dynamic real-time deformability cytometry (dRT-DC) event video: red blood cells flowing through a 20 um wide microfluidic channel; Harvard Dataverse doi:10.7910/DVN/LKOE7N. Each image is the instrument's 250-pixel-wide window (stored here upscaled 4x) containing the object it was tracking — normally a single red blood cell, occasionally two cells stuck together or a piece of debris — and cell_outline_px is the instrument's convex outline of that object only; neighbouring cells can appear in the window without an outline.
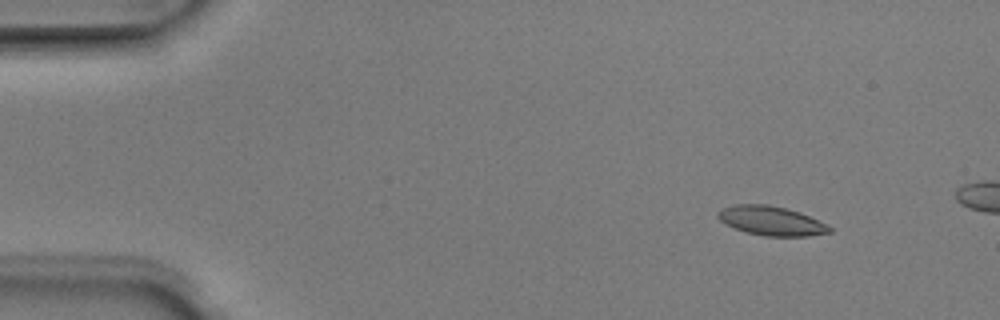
{"species": "Egyptian fruit bat (a non-hibernating species)", "species_latin": "Rousettus aegyptiacus", "temperature_condition": "room temperature", "stored_images_in_passage": 5, "camera_frame_rate_fps": 3000, "um_per_image_px": 0.085, "animal": {"sex": "male"}, "frame": {"image": 1, "passage_image": 2, "time_ms": 0.333, "image_size_px": [1000, 320], "cell_outline_px": [[832, 232], [808, 236], [764, 236], [748, 232], [736, 228], [720, 220], [716, 216], [716, 212], [720, 208], [732, 204], [768, 204], [800, 212], [832, 228]], "centroid_in_image_um": [65.51, 18.75], "position_along_channel_um": 19.5, "area_um2": 18.84}}